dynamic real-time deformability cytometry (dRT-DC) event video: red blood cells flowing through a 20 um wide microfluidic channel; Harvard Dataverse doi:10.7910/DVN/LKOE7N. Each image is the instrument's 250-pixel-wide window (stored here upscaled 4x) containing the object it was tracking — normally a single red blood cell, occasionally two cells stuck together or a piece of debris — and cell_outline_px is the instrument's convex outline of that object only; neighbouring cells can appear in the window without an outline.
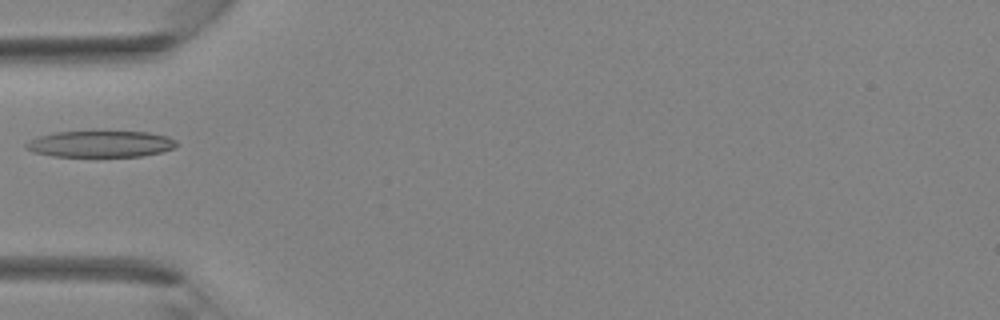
{"species": "Egyptian fruit bat (a non-hibernating species)", "species_latin": "Rousettus aegyptiacus", "temperature_condition": "room temperature", "stored_images_in_passage": 25, "camera_frame_rate_fps": 3000, "um_per_image_px": 0.085, "animal": {"sex": "female"}, "frame": {"image": 1, "passage_image": 1, "time_ms": 0.0, "image_size_px": [1000, 320], "cell_outline_px": [[176, 148], [160, 152], [140, 156], [52, 156], [32, 152], [24, 148], [24, 144], [28, 140], [40, 136], [56, 132], [148, 132], [168, 136], [176, 140]], "centroid_in_image_um": [8.52, 12.24], "position_along_channel_um": 76.5, "area_um2": 23.06}}
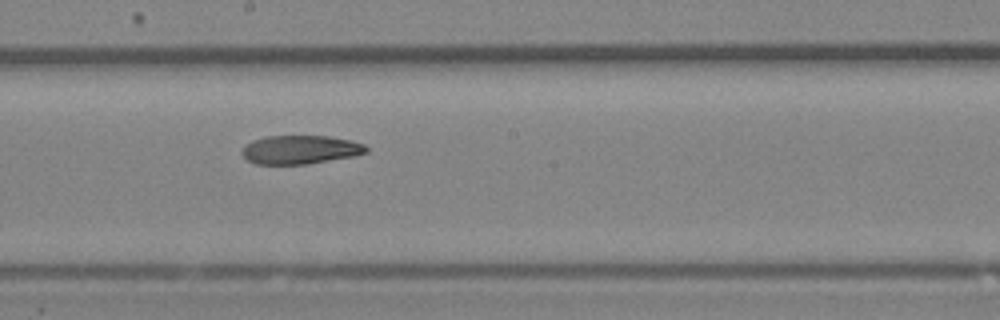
{"frame": {"image": 2, "passage_image": 9, "time_ms": 2.667, "image_size_px": [1000, 320], "cell_outline_px": [[368, 152], [356, 156], [304, 164], [256, 164], [248, 160], [240, 152], [244, 144], [252, 140], [268, 136], [328, 136], [352, 140], [364, 144], [368, 148]], "centroid_in_image_um": [25.53, 12.71], "position_along_channel_um": 222.7, "area_um2": 20.87}}
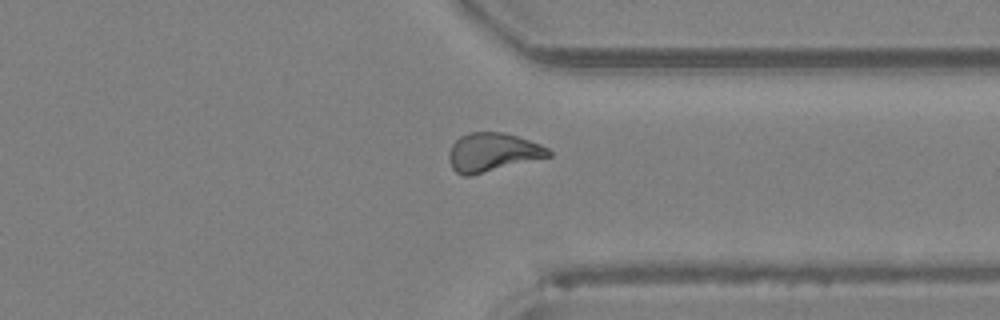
{"frame": {"image": 3, "passage_image": 17, "time_ms": 5.333, "image_size_px": [1000, 320], "cell_outline_px": [[552, 156], [468, 176], [464, 176], [456, 172], [452, 168], [448, 160], [448, 152], [452, 144], [460, 136], [468, 132], [504, 132], [540, 144], [548, 148], [552, 152]], "centroid_in_image_um": [41.85, 12.94], "position_along_channel_um": 369.6, "area_um2": 22.43}}